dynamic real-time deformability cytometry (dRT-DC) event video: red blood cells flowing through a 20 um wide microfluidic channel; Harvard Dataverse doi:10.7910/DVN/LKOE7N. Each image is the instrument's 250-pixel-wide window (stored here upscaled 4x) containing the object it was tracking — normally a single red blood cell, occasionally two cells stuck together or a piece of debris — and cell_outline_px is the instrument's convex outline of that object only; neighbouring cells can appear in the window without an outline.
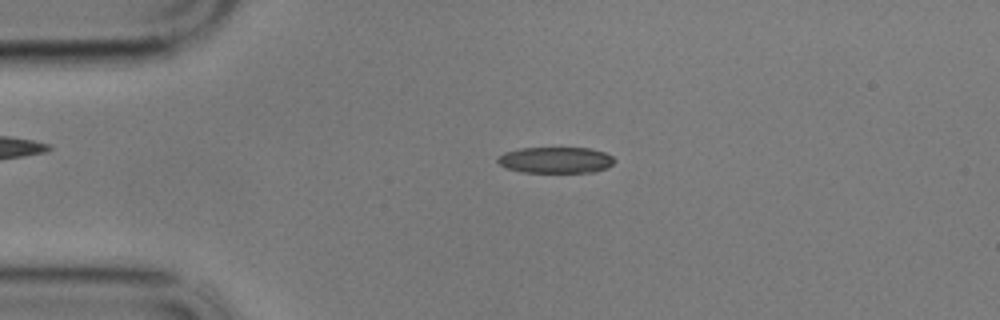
{"species": "common noctule bat (a hibernating species)", "species_latin": "Nyctalus noctula", "temperature_condition": "cold", "stored_images_in_passage": 15, "camera_frame_rate_fps": 3000, "um_per_image_px": 0.085, "animal": {"sex": "male", "body_mass_g": 17.9}, "frame": {"image": 1, "passage_image": 12, "time_ms": 3.667, "image_size_px": [1000, 320], "cell_outline_px": [[616, 160], [608, 168], [596, 172], [520, 172], [504, 168], [496, 160], [504, 152], [520, 148], [588, 148], [604, 152], [612, 156]], "centroid_in_image_um": [47.23, 13.61], "position_along_channel_um": 37.8, "area_um2": 17.92}}